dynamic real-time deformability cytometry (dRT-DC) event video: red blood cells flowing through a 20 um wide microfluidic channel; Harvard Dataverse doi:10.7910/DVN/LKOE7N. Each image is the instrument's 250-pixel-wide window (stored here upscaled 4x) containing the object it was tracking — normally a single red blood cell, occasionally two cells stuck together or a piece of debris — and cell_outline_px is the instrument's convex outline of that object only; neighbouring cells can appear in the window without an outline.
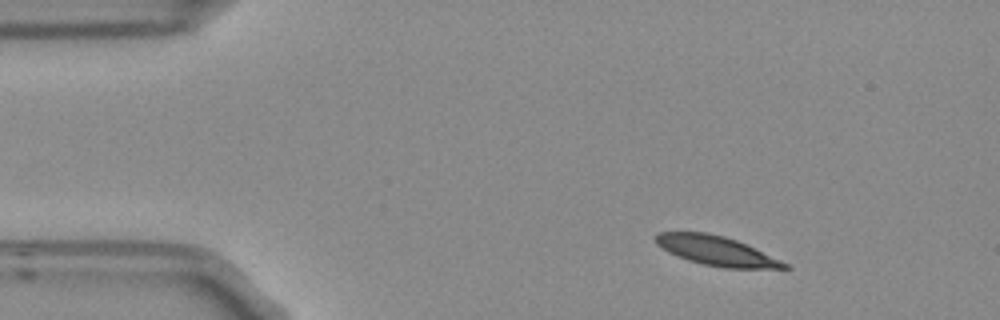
{"species": "Egyptian fruit bat (a non-hibernating species)", "species_latin": "Rousettus aegyptiacus", "temperature_condition": "room temperature", "stored_images_in_passage": 3, "camera_frame_rate_fps": 3000, "um_per_image_px": 0.085, "frame": {"image": 1, "passage_image": 1, "time_ms": 0.0, "image_size_px": [1000, 320], "cell_outline_px": [[792, 268], [724, 268], [704, 264], [688, 260], [676, 256], [668, 252], [656, 244], [656, 232], [708, 232], [724, 236], [736, 240], [780, 260], [788, 264]], "centroid_in_image_um": [60.85, 21.31], "position_along_channel_um": 24.2, "area_um2": 21.79}}